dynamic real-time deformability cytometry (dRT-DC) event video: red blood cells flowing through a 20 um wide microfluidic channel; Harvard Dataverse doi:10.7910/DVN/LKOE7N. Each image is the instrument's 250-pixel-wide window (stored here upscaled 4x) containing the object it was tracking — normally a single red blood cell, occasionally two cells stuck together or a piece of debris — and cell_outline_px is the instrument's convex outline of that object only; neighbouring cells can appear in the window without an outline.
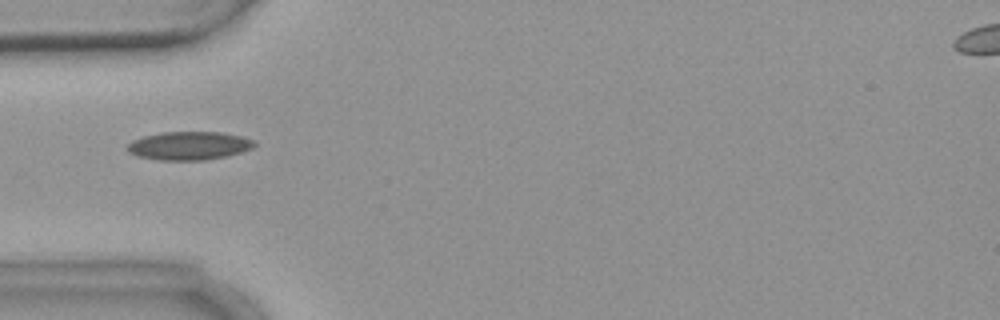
{"species": "common noctule bat (a hibernating species)", "species_latin": "Nyctalus noctula", "temperature_condition": "warm", "stored_images_in_passage": 1, "camera_frame_rate_fps": 3000, "um_per_image_px": 0.085, "animal": {"sex": "female", "body_mass_g": 18.4}, "frame": {"image": 1, "passage_image": 1, "time_ms": 0.0, "image_size_px": [1000, 320], "cell_outline_px": [[256, 144], [252, 148], [228, 156], [204, 160], [160, 160], [136, 156], [128, 152], [124, 148], [132, 140], [144, 136], [164, 132], [220, 132], [244, 136], [256, 140]], "centroid_in_image_um": [16.07, 12.38], "position_along_channel_um": 68.9, "area_um2": 21.21}}